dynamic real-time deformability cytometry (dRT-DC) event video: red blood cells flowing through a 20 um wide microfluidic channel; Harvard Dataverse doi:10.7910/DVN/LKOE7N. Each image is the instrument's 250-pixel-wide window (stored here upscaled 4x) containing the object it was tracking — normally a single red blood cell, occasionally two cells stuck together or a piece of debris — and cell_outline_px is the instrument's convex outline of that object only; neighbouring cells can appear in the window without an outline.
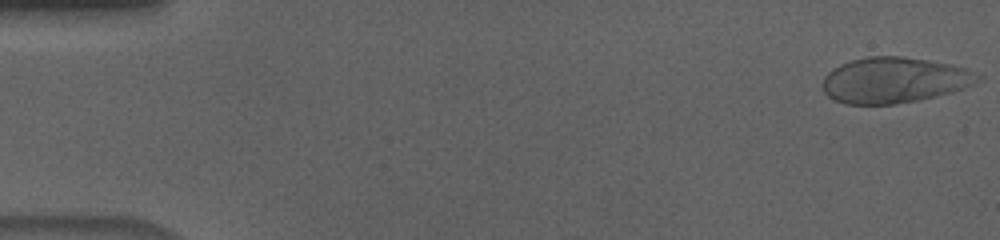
{"species": "human", "species_latin": "Homo sapiens", "temperature_condition": "cold", "stored_images_in_passage": 56, "camera_frame_rate_fps": 3000, "um_per_image_px": 0.085, "donor": {"sex": "male"}, "frame": {"image": 1, "passage_image": 1, "time_ms": 0.0, "image_size_px": [1000, 240], "cell_outline_px": [[984, 80], [952, 92], [920, 100], [892, 104], [844, 104], [828, 96], [824, 92], [824, 76], [832, 68], [840, 64], [852, 60], [868, 56], [900, 56], [928, 60], [948, 64], [964, 68], [984, 76]], "centroid_in_image_um": [76.03, 6.81], "position_along_channel_um": 9.0, "area_um2": 41.33}}
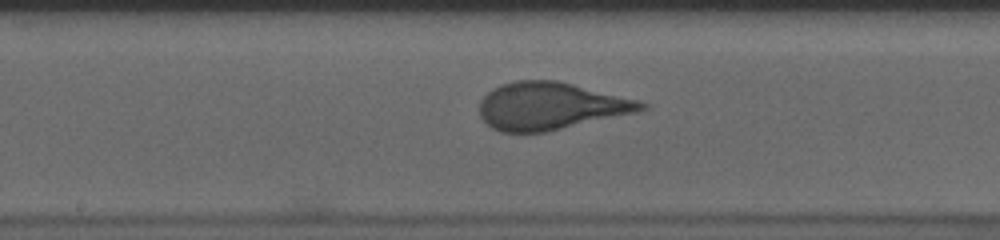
{"frame": {"image": 2, "passage_image": 29, "time_ms": 9.333, "image_size_px": [1000, 240], "cell_outline_px": [[648, 108], [636, 112], [544, 132], [500, 132], [492, 128], [480, 116], [480, 100], [492, 88], [500, 84], [516, 80], [556, 80], [636, 100], [648, 104]], "centroid_in_image_um": [46.73, 9.01], "position_along_channel_um": 201.5, "area_um2": 44.1}}
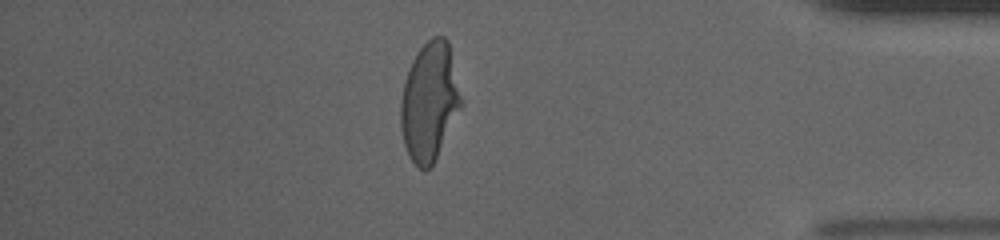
{"frame": {"image": 3, "passage_image": 48, "time_ms": 15.667, "image_size_px": [1000, 240], "cell_outline_px": [[464, 104], [432, 164], [424, 172], [412, 160], [404, 144], [400, 128], [400, 104], [404, 80], [408, 68], [416, 52], [432, 36], [444, 36], [448, 40]], "centroid_in_image_um": [36.51, 8.6], "position_along_channel_um": 398.7, "area_um2": 41.91}, "authors_computed_cell_mechanics": {"area_um2": 43.061, "velocity_mm_per_s": 3.6327, "shape_relaxation_time_tau1_ms": 4.219, "shape_relaxation_time_tau2_ms": 7.2827, "deformation_change_tau1": 0.1906, "deformation_change_tau2": null}}